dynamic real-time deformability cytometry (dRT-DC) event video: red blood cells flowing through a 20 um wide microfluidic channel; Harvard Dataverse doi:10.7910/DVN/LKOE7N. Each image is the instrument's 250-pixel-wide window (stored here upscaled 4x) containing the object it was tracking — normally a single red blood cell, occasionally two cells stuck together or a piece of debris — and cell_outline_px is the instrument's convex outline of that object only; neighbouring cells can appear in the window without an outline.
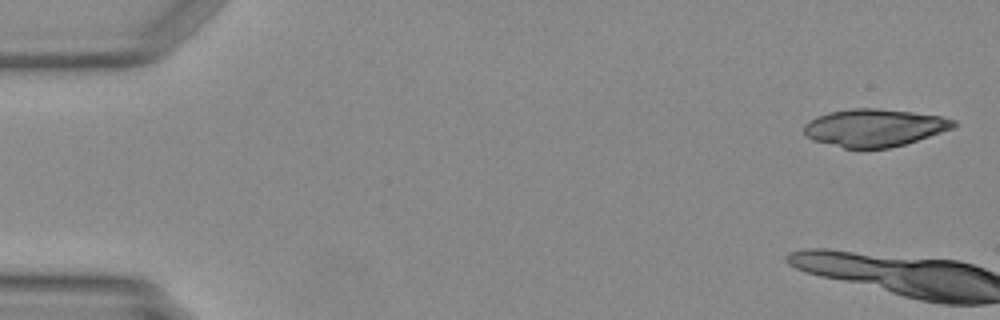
{"species": "Egyptian fruit bat (a non-hibernating species)", "species_latin": "Rousettus aegyptiacus", "temperature_condition": "warm", "stored_images_in_passage": 3, "camera_frame_rate_fps": 3000, "um_per_image_px": 0.085, "animal": {"sex": "female"}, "frame": {"image": 1, "passage_image": 1, "time_ms": 0.0, "image_size_px": [1000, 320], "cell_outline_px": [[960, 124], [952, 128], [904, 144], [888, 148], [844, 148], [812, 140], [804, 132], [804, 124], [808, 120], [816, 116], [828, 112], [852, 108], [876, 108], [912, 112], [940, 116], [956, 120]], "centroid_in_image_um": [74.3, 10.84], "position_along_channel_um": 10.7, "area_um2": 32.66}}